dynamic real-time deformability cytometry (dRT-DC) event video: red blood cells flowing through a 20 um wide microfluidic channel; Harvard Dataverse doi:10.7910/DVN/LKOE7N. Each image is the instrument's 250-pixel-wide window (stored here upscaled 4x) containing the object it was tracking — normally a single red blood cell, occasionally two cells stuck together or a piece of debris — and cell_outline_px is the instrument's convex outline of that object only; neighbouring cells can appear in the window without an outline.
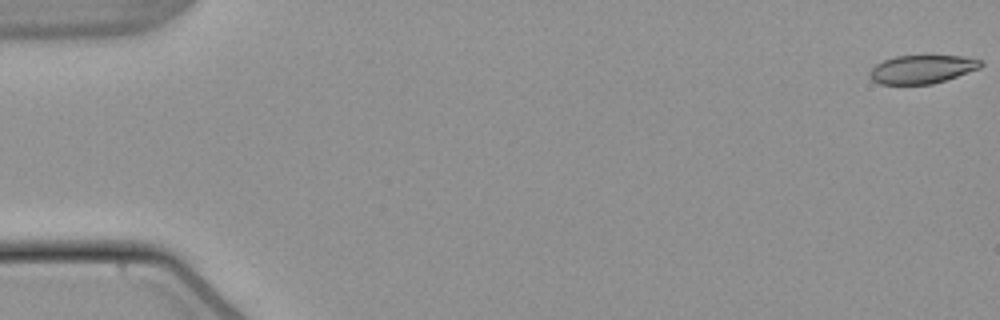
{"species": "common noctule bat (a hibernating species)", "species_latin": "Nyctalus noctula", "temperature_condition": "warm", "stored_images_in_passage": 54, "camera_frame_rate_fps": 3000, "um_per_image_px": 0.085, "animal": {"sex": "male", "body_mass_g": 21.5, "forearm_length_mm": 52.0}, "frame": {"image": 1, "passage_image": 1, "time_ms": 0.0, "image_size_px": [1000, 320], "cell_outline_px": [[984, 64], [980, 68], [932, 84], [880, 84], [872, 80], [868, 76], [868, 72], [876, 64], [884, 60], [896, 56], [964, 56], [984, 60]], "centroid_in_image_um": [78.37, 5.88], "position_along_channel_um": 6.6, "area_um2": 18.38}}
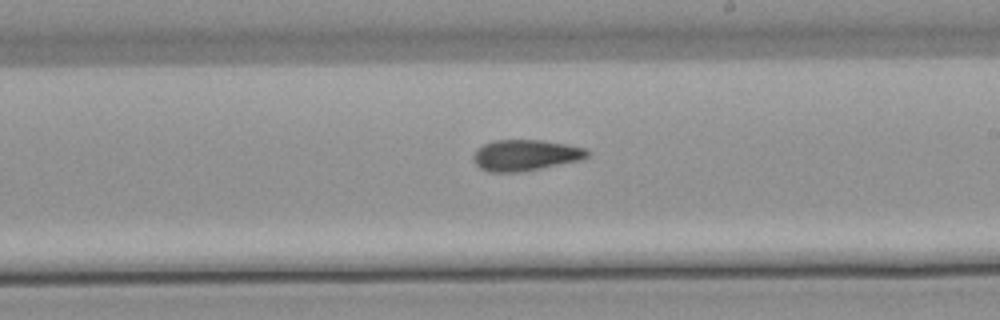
{"frame": {"image": 2, "passage_image": 32, "time_ms": 10.333, "image_size_px": [1000, 320], "cell_outline_px": [[588, 156], [580, 160], [516, 172], [492, 172], [480, 168], [476, 164], [472, 156], [476, 148], [492, 140], [540, 140], [568, 144], [584, 148], [588, 152]], "centroid_in_image_um": [44.61, 13.17], "position_along_channel_um": 244.4, "area_um2": 20.35}}
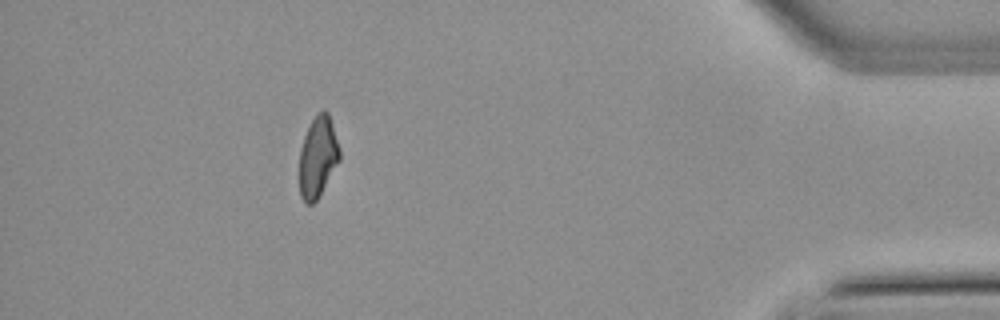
{"frame": {"image": 3, "passage_image": 49, "time_ms": 16.0, "image_size_px": [1000, 320], "cell_outline_px": [[340, 160], [316, 200], [312, 204], [308, 204], [300, 196], [300, 148], [304, 136], [316, 112], [324, 108], [328, 112], [340, 148]], "centroid_in_image_um": [27.02, 13.29], "position_along_channel_um": 408.2, "area_um2": 18.84}, "authors_computed_cell_mechanics": {"area_um2": 20.0566, "velocity_mm_per_s": 3.8324, "shape_relaxation_time_tau1_ms": 9.7397, "shape_relaxation_time_tau2_ms": 5.3913, "deformation_change_tau1": 0.2386, "deformation_change_tau2": 0.1331}}